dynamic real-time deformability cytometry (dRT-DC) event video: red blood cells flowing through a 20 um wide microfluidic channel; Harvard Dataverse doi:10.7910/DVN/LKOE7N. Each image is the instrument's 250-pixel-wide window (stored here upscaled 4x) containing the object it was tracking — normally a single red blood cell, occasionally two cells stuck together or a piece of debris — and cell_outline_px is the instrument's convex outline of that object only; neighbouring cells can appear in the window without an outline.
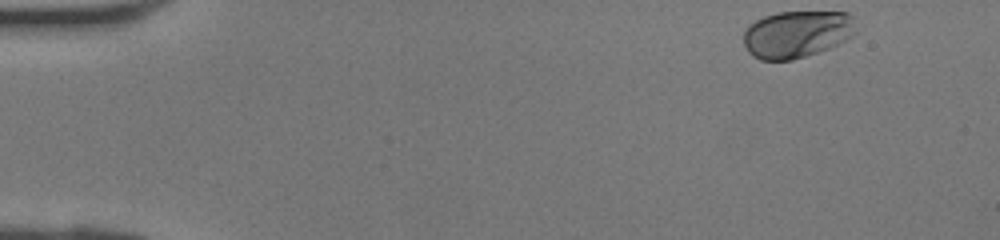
{"species": "human", "species_latin": "Homo sapiens", "temperature_condition": "room temperature", "stored_images_in_passage": 39, "camera_frame_rate_fps": 3000, "um_per_image_px": 0.085, "donor": {"sex": "female"}, "frame": {"image": 1, "passage_image": 1, "time_ms": 0.0, "image_size_px": [1000, 240], "cell_outline_px": [[852, 36], [828, 48], [792, 60], [760, 60], [752, 56], [748, 52], [744, 44], [744, 32], [748, 24], [764, 16], [780, 12], [848, 12], [852, 16]], "centroid_in_image_um": [67.65, 2.9], "position_along_channel_um": 17.3, "area_um2": 30.46}}
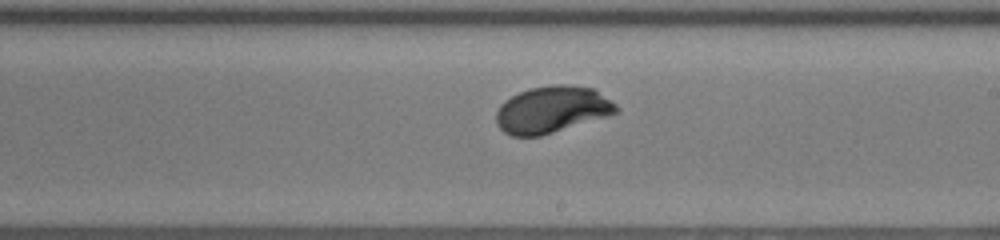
{"frame": {"image": 2, "passage_image": 22, "time_ms": 7.0, "image_size_px": [1000, 240], "cell_outline_px": [[620, 108], [616, 112], [608, 116], [540, 136], [512, 136], [504, 132], [496, 124], [496, 112], [500, 104], [504, 100], [520, 92], [532, 88], [556, 84], [564, 84], [592, 88], [616, 104]], "centroid_in_image_um": [46.89, 9.32], "position_along_channel_um": 242.1, "area_um2": 32.48}}
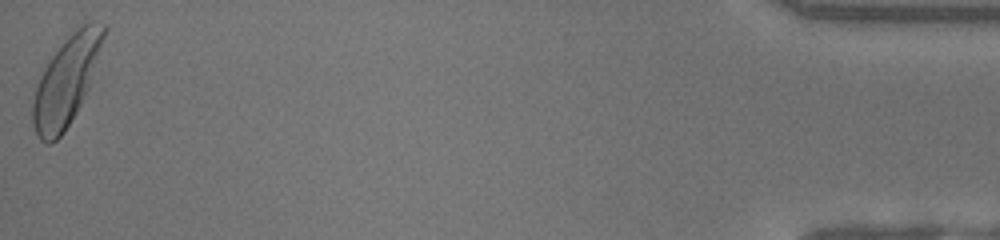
{"frame": {"image": 3, "passage_image": 39, "time_ms": 12.667, "image_size_px": [1000, 240], "cell_outline_px": [[108, 28], [88, 88], [76, 112], [64, 132], [56, 140], [48, 144], [40, 140], [32, 124], [32, 104], [36, 88], [40, 76], [44, 68], [52, 56], [76, 28], [92, 20], [104, 24]], "centroid_in_image_um": [5.64, 6.87], "position_along_channel_um": 429.6, "area_um2": 36.01}}